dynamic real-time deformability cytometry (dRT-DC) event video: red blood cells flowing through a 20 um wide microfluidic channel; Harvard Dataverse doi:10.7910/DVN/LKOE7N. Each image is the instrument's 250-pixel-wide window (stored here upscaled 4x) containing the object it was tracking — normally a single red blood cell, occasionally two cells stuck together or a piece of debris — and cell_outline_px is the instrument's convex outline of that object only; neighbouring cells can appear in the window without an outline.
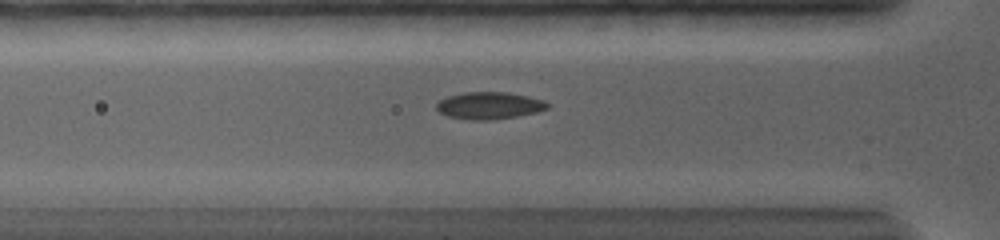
{"species": "common noctule bat (a hibernating species)", "species_latin": "Nyctalus noctula", "temperature_condition": "warm", "stored_images_in_passage": 57, "camera_frame_rate_fps": 5000, "um_per_image_px": 0.085, "animal": {"sex": "female", "body_mass_g": 19.0, "forearm_length_mm": 56.7}, "frame": {"image": 1, "passage_image": 10, "time_ms": 3.4, "image_size_px": [1000, 240], "cell_outline_px": [[548, 108], [536, 112], [516, 116], [488, 120], [472, 120], [448, 116], [440, 112], [436, 108], [436, 104], [440, 100], [448, 96], [464, 92], [508, 92], [528, 96], [544, 100], [548, 104]], "centroid_in_image_um": [41.58, 8.96], "position_along_channel_um": 84.2, "area_um2": 17.4}}
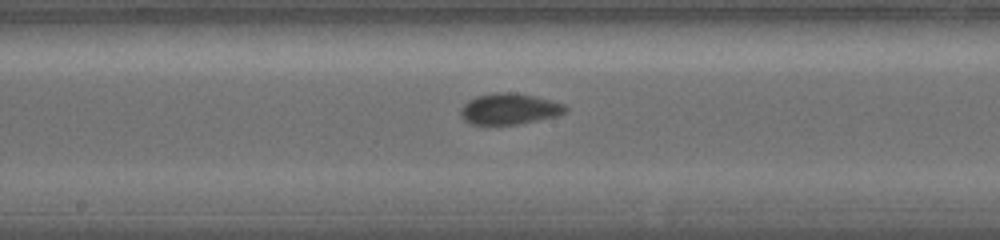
{"frame": {"image": 2, "passage_image": 23, "time_ms": 6.6, "image_size_px": [1000, 240], "cell_outline_px": [[568, 112], [556, 116], [520, 124], [468, 124], [460, 116], [460, 108], [468, 100], [476, 96], [496, 92], [508, 92], [536, 96], [564, 104], [568, 108]], "centroid_in_image_um": [43.29, 9.26], "position_along_channel_um": 204.9, "area_um2": 19.07}}
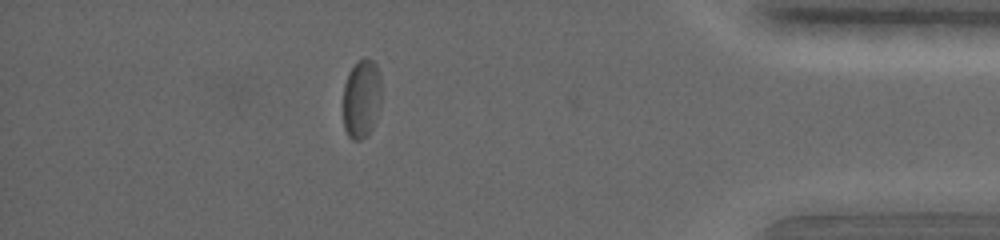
{"frame": {"image": 3, "passage_image": 46, "time_ms": 13.0, "image_size_px": [1000, 240], "cell_outline_px": [[380, 108], [376, 120], [368, 136], [360, 140], [352, 140], [348, 136], [344, 128], [344, 84], [348, 72], [364, 56], [372, 60], [376, 64], [380, 76]], "centroid_in_image_um": [30.74, 8.41], "position_along_channel_um": 404.5, "area_um2": 17.74}, "authors_computed_cell_mechanics": {"area_um2": 18.3804, "velocity_mm_per_s": 3.7744, "shape_relaxation_time_tau1_ms": 3.2247, "shape_relaxation_time_tau2_ms": null, "deformation_change_tau1": 0.1175, "deformation_change_tau2": null}}